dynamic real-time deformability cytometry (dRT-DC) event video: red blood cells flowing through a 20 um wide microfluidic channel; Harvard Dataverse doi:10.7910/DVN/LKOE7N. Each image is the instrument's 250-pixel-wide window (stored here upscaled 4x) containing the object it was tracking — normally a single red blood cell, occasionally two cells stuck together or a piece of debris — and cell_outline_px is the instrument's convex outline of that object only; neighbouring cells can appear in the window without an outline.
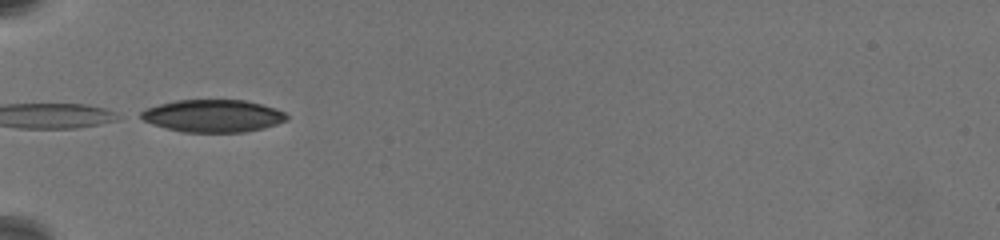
{"species": "common noctule bat (a hibernating species)", "species_latin": "Nyctalus noctula", "temperature_condition": "warm", "stored_images_in_passage": 23, "camera_frame_rate_fps": 3000, "um_per_image_px": 0.085, "animal": {"sex": "female", "body_mass_g": 19.5, "forearm_length_mm": 54.1}, "frame": {"image": 1, "passage_image": 1, "time_ms": 0.0, "image_size_px": [1000, 240], "cell_outline_px": [[288, 120], [264, 128], [244, 132], [184, 132], [152, 124], [136, 116], [140, 112], [148, 108], [160, 104], [176, 100], [244, 100], [260, 104], [284, 112], [288, 116]], "centroid_in_image_um": [18.09, 9.85], "position_along_channel_um": 66.9, "area_um2": 27.4}}